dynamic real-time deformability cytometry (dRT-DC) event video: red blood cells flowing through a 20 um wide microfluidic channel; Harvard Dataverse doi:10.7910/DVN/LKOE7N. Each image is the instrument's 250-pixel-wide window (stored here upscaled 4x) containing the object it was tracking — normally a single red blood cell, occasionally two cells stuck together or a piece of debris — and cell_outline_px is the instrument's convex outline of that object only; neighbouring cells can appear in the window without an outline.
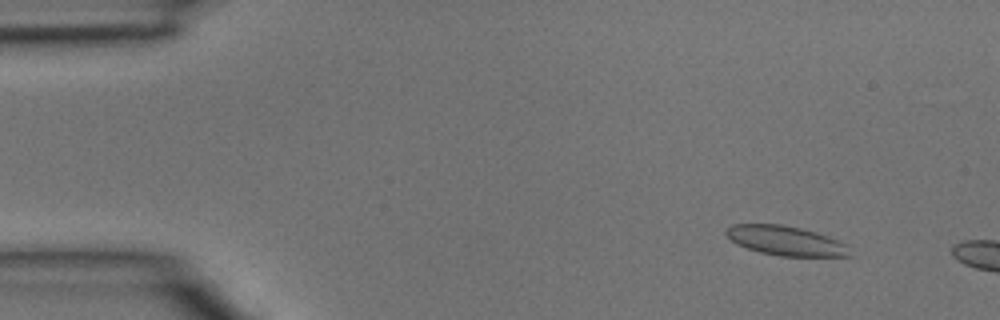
{"species": "common noctule bat (a hibernating species)", "species_latin": "Nyctalus noctula", "temperature_condition": "room temperature", "stored_images_in_passage": 3, "camera_frame_rate_fps": 3000, "um_per_image_px": 0.085, "animal": {"sex": "male", "body_mass_g": 15.6}, "frame": {"image": 1, "passage_image": 1, "time_ms": 0.0, "image_size_px": [1000, 320], "cell_outline_px": [[852, 256], [780, 256], [760, 252], [736, 244], [724, 232], [732, 224], [780, 224], [800, 228], [816, 232], [828, 236], [844, 244]], "centroid_in_image_um": [66.75, 20.46], "position_along_channel_um": 18.2, "area_um2": 20.92}}